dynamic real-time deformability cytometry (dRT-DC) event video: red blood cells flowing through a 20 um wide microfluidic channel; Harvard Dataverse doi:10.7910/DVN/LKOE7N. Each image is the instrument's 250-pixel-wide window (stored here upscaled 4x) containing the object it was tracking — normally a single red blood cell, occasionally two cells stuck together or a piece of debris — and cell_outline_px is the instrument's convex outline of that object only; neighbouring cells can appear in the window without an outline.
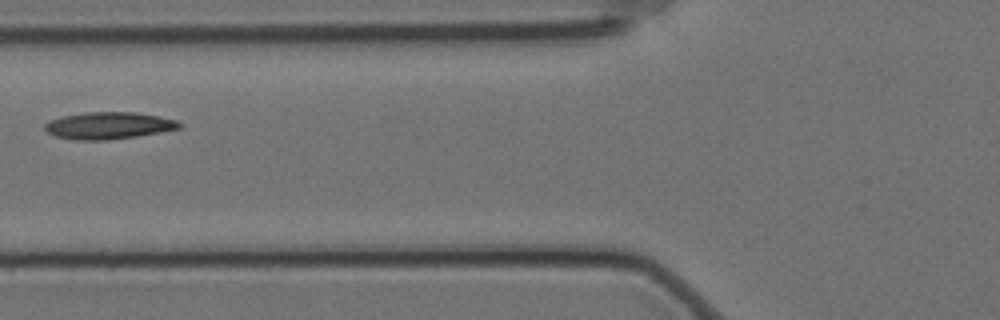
{"species": "Egyptian fruit bat (a non-hibernating species)", "species_latin": "Rousettus aegyptiacus", "temperature_condition": "cold", "stored_images_in_passage": 5, "camera_frame_rate_fps": 3000, "um_per_image_px": 0.085, "animal": {"sex": "female"}, "frame": {"image": 1, "passage_image": 5, "time_ms": 1.333, "image_size_px": [1000, 320], "cell_outline_px": [[184, 124], [180, 128], [160, 132], [136, 136], [104, 140], [76, 140], [56, 136], [48, 132], [44, 128], [44, 124], [48, 120], [64, 116], [84, 112], [136, 112], [160, 116], [176, 120]], "centroid_in_image_um": [9.24, 10.66], "position_along_channel_um": 116.6, "area_um2": 21.15}}